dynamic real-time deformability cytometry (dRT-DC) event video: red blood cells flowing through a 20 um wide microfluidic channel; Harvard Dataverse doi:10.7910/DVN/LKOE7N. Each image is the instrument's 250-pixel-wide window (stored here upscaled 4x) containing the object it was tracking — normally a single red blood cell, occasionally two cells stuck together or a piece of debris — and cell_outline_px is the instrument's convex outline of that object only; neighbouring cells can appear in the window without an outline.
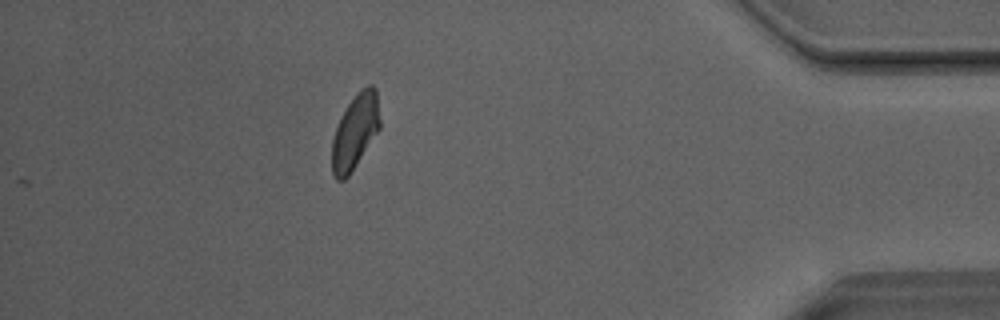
{"species": "Egyptian fruit bat (a non-hibernating species)", "species_latin": "Rousettus aegyptiacus", "temperature_condition": "room temperature", "stored_images_in_passage": 36, "camera_frame_rate_fps": 3000, "um_per_image_px": 0.085, "animal": {"sex": "male"}, "frame": {"image": 1, "passage_image": 36, "time_ms": 11.667, "image_size_px": [1000, 320], "cell_outline_px": [[380, 128], [348, 176], [344, 180], [336, 180], [332, 172], [332, 140], [340, 116], [348, 104], [368, 84], [372, 84], [376, 88], [380, 120]], "centroid_in_image_um": [30.18, 11.2], "position_along_channel_um": 405.0, "area_um2": 20.52}, "authors_computed_cell_mechanics": {"area_um2": 21.4727, "velocity_mm_per_s": 4.0497, "shape_relaxation_time_tau1_ms": 4.0791, "shape_relaxation_time_tau2_ms": 2.86, "deformation_change_tau1": 0.1166, "deformation_change_tau2": 0.0847}}